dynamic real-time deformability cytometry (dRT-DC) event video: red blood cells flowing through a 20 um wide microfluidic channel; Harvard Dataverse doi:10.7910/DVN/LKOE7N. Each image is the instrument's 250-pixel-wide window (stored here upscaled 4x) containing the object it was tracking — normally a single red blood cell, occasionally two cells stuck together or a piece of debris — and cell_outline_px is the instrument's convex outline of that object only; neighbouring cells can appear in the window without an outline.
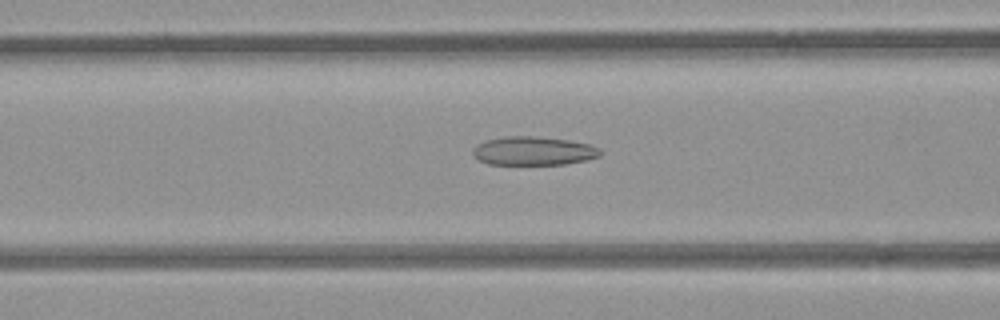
{"species": "common noctule bat (a hibernating species)", "species_latin": "Nyctalus noctula", "temperature_condition": "room temperature", "stored_images_in_passage": 38, "camera_frame_rate_fps": 3000, "um_per_image_px": 0.085, "animal": {"sex": "female", "body_mass_g": 21.9}, "frame": {"image": 1, "passage_image": 6, "time_ms": 1.667, "image_size_px": [1000, 320], "cell_outline_px": [[604, 152], [600, 156], [588, 160], [564, 164], [488, 164], [472, 156], [472, 148], [476, 144], [488, 140], [508, 136], [532, 136], [568, 140], [588, 144], [600, 148]], "centroid_in_image_um": [45.36, 12.83], "position_along_channel_um": 121.2, "area_um2": 21.33}}
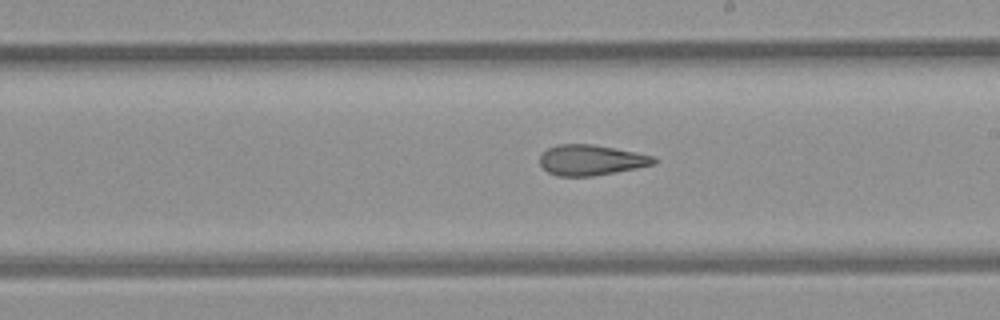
{"frame": {"image": 2, "passage_image": 15, "time_ms": 4.667, "image_size_px": [1000, 320], "cell_outline_px": [[656, 164], [616, 172], [592, 176], [556, 176], [548, 172], [540, 164], [540, 156], [548, 148], [556, 144], [592, 144], [636, 152], [652, 156], [656, 160]], "centroid_in_image_um": [50.22, 13.6], "position_along_channel_um": 238.8, "area_um2": 20.17}}
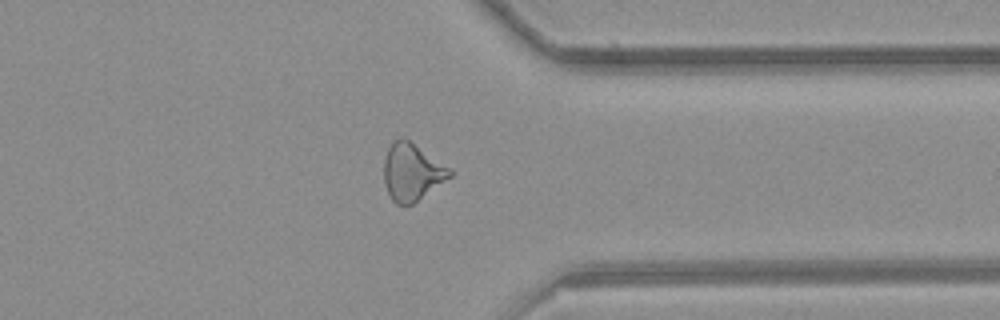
{"frame": {"image": 3, "passage_image": 26, "time_ms": 8.333, "image_size_px": [1000, 320], "cell_outline_px": [[452, 176], [412, 204], [396, 204], [392, 200], [384, 184], [384, 160], [388, 148], [396, 136], [400, 136], [408, 140], [448, 168], [452, 172]], "centroid_in_image_um": [34.96, 14.62], "position_along_channel_um": 376.4, "area_um2": 21.44}}